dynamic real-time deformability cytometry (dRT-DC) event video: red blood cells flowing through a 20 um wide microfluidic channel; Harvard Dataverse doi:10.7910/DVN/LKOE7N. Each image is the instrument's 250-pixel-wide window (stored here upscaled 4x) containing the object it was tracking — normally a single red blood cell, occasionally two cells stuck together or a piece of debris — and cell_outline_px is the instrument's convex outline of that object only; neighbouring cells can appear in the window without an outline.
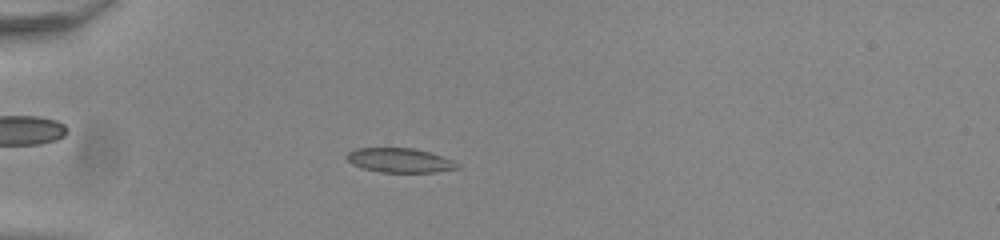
{"species": "common noctule bat (a hibernating species)", "species_latin": "Nyctalus noctula", "temperature_condition": "room temperature", "stored_images_in_passage": 54, "camera_frame_rate_fps": 3000, "um_per_image_px": 0.085, "animal": {"sex": "male", "body_mass_g": 20.0, "forearm_length_mm": 53.3}, "frame": {"image": 1, "passage_image": 17, "time_ms": 5.333, "image_size_px": [1000, 240], "cell_outline_px": [[460, 168], [436, 172], [380, 172], [364, 168], [352, 164], [344, 156], [348, 152], [356, 148], [412, 148], [428, 152], [452, 160], [460, 164]], "centroid_in_image_um": [33.97, 13.63], "position_along_channel_um": 51.0, "area_um2": 15.61}}
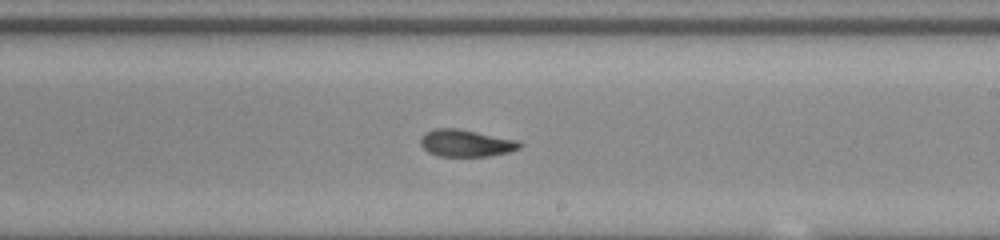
{"frame": {"image": 2, "passage_image": 34, "time_ms": 11.0, "image_size_px": [1000, 240], "cell_outline_px": [[524, 144], [520, 148], [508, 152], [488, 156], [440, 156], [428, 152], [420, 144], [420, 140], [424, 132], [436, 128], [456, 128], [520, 140]], "centroid_in_image_um": [39.63, 12.16], "position_along_channel_um": 249.4, "area_um2": 15.72}}
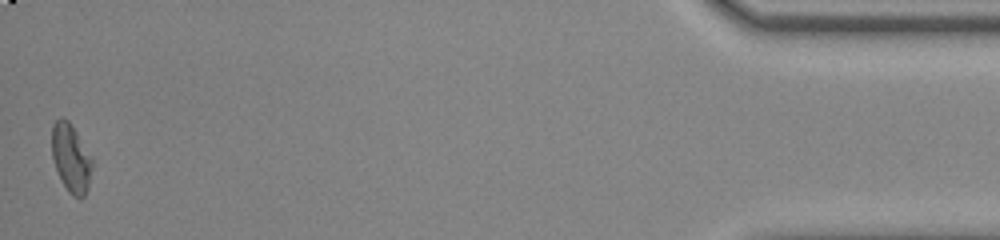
{"frame": {"image": 3, "passage_image": 54, "time_ms": 17.667, "image_size_px": [1000, 240], "cell_outline_px": [[92, 168], [88, 188], [84, 196], [80, 200], [72, 196], [68, 192], [56, 168], [52, 156], [52, 124], [60, 116], [68, 120], [92, 156]], "centroid_in_image_um": [6.04, 13.44], "position_along_channel_um": 429.2, "area_um2": 16.07}, "authors_computed_cell_mechanics": {"area_um2": 15.9239, "velocity_mm_per_s": 3.8961, "shape_relaxation_time_tau1_ms": null, "shape_relaxation_time_tau2_ms": 2.3977, "deformation_change_tau1": null, "deformation_change_tau2": 0.0844}}